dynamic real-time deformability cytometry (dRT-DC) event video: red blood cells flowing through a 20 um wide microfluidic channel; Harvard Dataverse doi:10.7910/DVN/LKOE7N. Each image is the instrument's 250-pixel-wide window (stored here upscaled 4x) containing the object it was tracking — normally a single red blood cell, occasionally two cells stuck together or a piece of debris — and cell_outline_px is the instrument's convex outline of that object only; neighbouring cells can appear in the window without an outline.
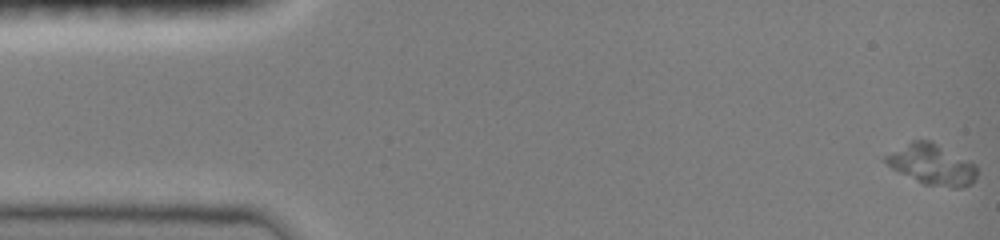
{"species": "common noctule bat (a hibernating species)", "species_latin": "Nyctalus noctula", "temperature_condition": "room temperature", "stored_images_in_passage": 56, "camera_frame_rate_fps": 3000, "um_per_image_px": 0.085, "animal": {"sex": "female", "body_mass_g": 19.0, "forearm_length_mm": 51.5}, "frame": {"image": 1, "passage_image": 1, "time_ms": 0.0, "image_size_px": [1000, 240], "cell_outline_px": [[976, 180], [972, 184], [960, 188], [952, 188], [924, 184], [892, 168], [884, 160], [884, 156], [912, 140], [932, 140], [976, 164]], "centroid_in_image_um": [79.26, 13.98], "position_along_channel_um": 5.7, "area_um2": 21.56}}
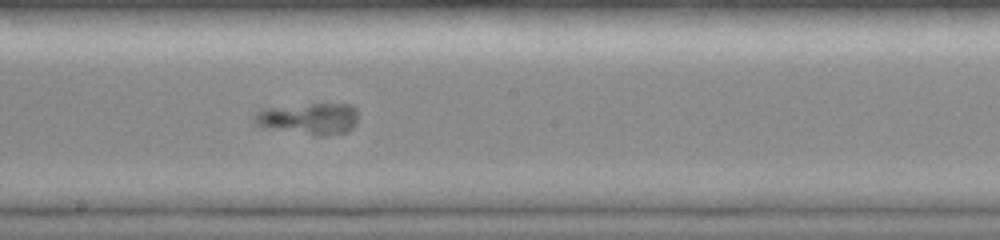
{"frame": {"image": 2, "passage_image": 39, "time_ms": 8.667, "image_size_px": [1000, 240], "cell_outline_px": [[356, 124], [348, 132], [316, 136], [256, 124], [252, 120], [256, 112], [260, 108], [312, 104], [352, 104], [356, 108]], "centroid_in_image_um": [26.28, 10.07], "position_along_channel_um": 221.9, "area_um2": 18.79}}
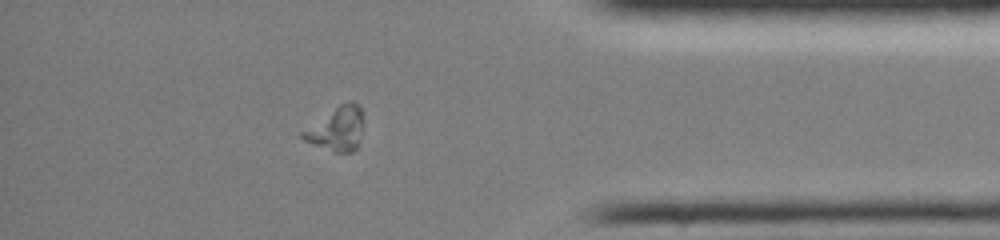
{"frame": {"image": 3, "passage_image": 53, "time_ms": 13.667, "image_size_px": [1000, 240], "cell_outline_px": [[364, 112], [360, 132], [356, 148], [352, 152], [336, 152], [304, 140], [300, 136], [300, 132], [340, 104], [348, 100], [352, 100], [360, 104]], "centroid_in_image_um": [28.65, 10.9], "position_along_channel_um": 406.5, "area_um2": 15.32}}